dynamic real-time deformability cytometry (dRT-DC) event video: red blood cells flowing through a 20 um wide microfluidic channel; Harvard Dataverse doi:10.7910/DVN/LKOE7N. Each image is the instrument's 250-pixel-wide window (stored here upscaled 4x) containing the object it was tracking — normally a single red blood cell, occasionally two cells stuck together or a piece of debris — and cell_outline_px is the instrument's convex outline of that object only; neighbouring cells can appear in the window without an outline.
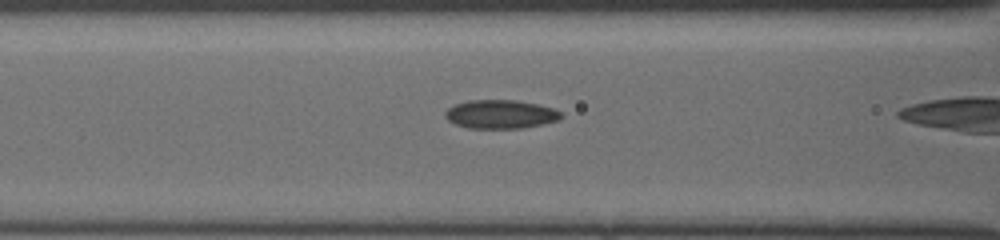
{"species": "common noctule bat (a hibernating species)", "species_latin": "Nyctalus noctula", "temperature_condition": "cold", "stored_images_in_passage": 10, "camera_frame_rate_fps": 3000, "um_per_image_px": 0.085, "animal": {"sex": "female", "body_mass_g": 19.5, "forearm_length_mm": 54.1}, "frame": {"image": 1, "passage_image": 5, "time_ms": 1.333, "image_size_px": [1000, 240], "cell_outline_px": [[560, 120], [520, 128], [468, 128], [456, 124], [448, 120], [444, 116], [444, 112], [448, 108], [456, 104], [468, 100], [516, 100], [536, 104], [552, 108], [560, 112]], "centroid_in_image_um": [42.5, 9.7], "position_along_channel_um": 124.1, "area_um2": 19.13}}